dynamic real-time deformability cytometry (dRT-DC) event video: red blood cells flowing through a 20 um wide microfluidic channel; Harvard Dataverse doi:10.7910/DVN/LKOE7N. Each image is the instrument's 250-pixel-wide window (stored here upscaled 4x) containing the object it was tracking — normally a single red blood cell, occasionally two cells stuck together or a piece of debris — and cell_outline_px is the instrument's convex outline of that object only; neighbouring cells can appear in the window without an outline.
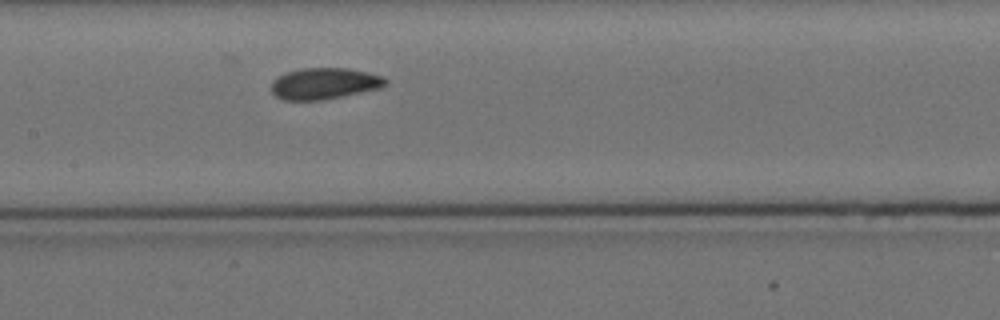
{"species": "Egyptian fruit bat (a non-hibernating species)", "species_latin": "Rousettus aegyptiacus", "temperature_condition": "cold", "stored_images_in_passage": 4, "camera_frame_rate_fps": 3000, "um_per_image_px": 0.085, "animal": {"sex": "female"}, "frame": {"image": 1, "passage_image": 4, "time_ms": 4.333, "image_size_px": [1000, 320], "cell_outline_px": [[388, 84], [380, 88], [324, 100], [284, 100], [276, 96], [272, 92], [272, 80], [276, 76], [300, 68], [348, 68], [368, 72], [384, 76], [388, 80]], "centroid_in_image_um": [27.59, 7.09], "position_along_channel_um": 179.8, "area_um2": 21.04}}